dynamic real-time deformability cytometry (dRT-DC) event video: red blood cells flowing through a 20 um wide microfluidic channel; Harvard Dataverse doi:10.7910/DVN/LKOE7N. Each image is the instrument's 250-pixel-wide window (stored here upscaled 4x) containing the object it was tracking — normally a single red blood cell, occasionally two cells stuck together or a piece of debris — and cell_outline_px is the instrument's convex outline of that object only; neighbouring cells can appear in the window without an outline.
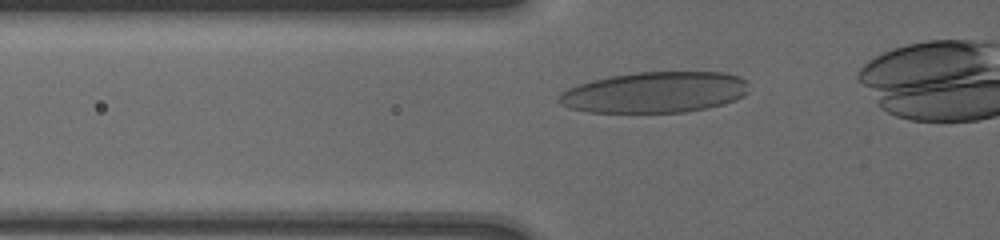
{"species": "human", "species_latin": "Homo sapiens", "temperature_condition": "cold", "stored_images_in_passage": 30, "camera_frame_rate_fps": 3000, "um_per_image_px": 0.085, "donor": {"sex": "male"}, "frame": {"image": 1, "passage_image": 4, "time_ms": 2.0, "image_size_px": [1000, 240], "cell_outline_px": [[748, 92], [744, 96], [736, 100], [724, 104], [708, 108], [684, 112], [588, 112], [572, 108], [556, 100], [560, 92], [568, 88], [592, 80], [612, 76], [636, 72], [724, 72], [740, 76], [748, 80]], "centroid_in_image_um": [55.73, 7.84], "position_along_channel_um": 70.1, "area_um2": 45.49}}
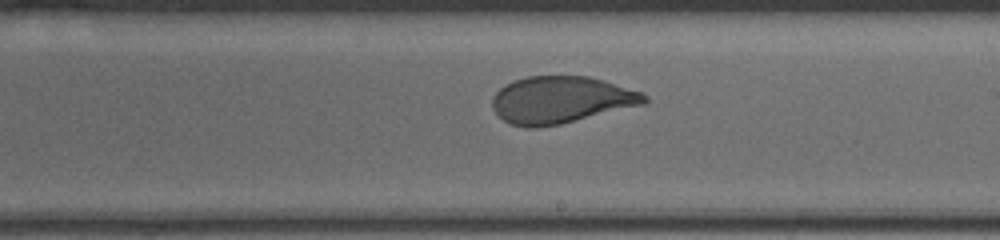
{"frame": {"image": 2, "passage_image": 14, "time_ms": 6.667, "image_size_px": [1000, 240], "cell_outline_px": [[648, 100], [644, 104], [560, 124], [536, 128], [528, 128], [512, 124], [504, 120], [492, 108], [492, 96], [500, 88], [512, 80], [528, 76], [588, 76], [640, 92], [648, 96]], "centroid_in_image_um": [47.64, 8.49], "position_along_channel_um": 241.4, "area_um2": 41.33}}
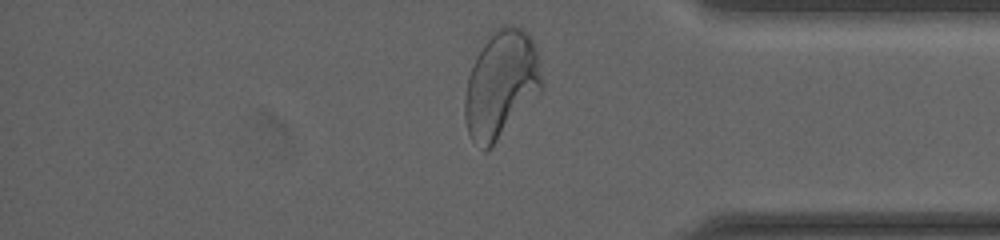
{"frame": {"image": 3, "passage_image": 28, "time_ms": 11.0, "image_size_px": [1000, 240], "cell_outline_px": [[544, 84], [540, 92], [492, 148], [484, 152], [472, 140], [468, 132], [464, 116], [464, 100], [468, 76], [484, 44], [496, 28], [500, 24], [504, 24], [520, 28], [532, 40], [536, 52]], "centroid_in_image_um": [42.58, 7.23], "position_along_channel_um": 392.6, "area_um2": 47.74}}